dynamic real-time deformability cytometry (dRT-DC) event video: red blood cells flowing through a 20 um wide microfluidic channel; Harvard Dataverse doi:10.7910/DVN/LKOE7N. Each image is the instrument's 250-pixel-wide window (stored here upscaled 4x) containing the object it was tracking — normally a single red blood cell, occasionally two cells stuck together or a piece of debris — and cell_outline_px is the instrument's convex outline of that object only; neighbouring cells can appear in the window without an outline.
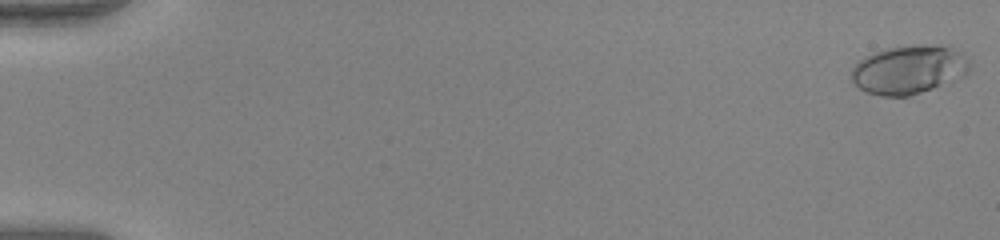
{"species": "human", "species_latin": "Homo sapiens", "temperature_condition": "warm", "stored_images_in_passage": 53, "camera_frame_rate_fps": 3000, "um_per_image_px": 0.085, "donor": {"sex": "female"}, "frame": {"image": 1, "passage_image": 1, "time_ms": 0.0, "image_size_px": [1000, 240], "cell_outline_px": [[972, 64], [968, 72], [964, 76], [952, 84], [908, 96], [880, 96], [868, 92], [860, 88], [848, 76], [852, 68], [860, 60], [884, 48], [920, 44], [948, 44], [964, 52]], "centroid_in_image_um": [77.37, 5.9], "position_along_channel_um": 7.6, "area_um2": 34.62}}
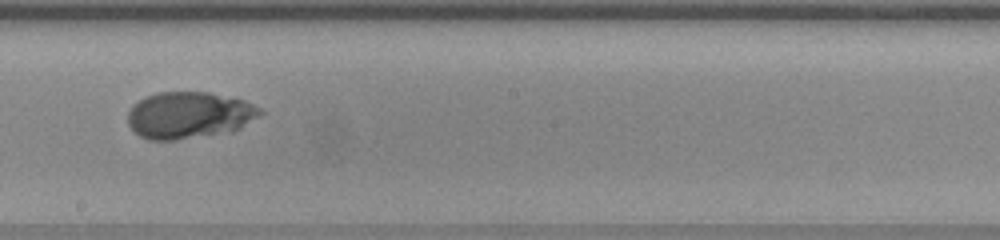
{"frame": {"image": 2, "passage_image": 32, "time_ms": 10.333, "image_size_px": [1000, 240], "cell_outline_px": [[264, 112], [260, 116], [240, 128], [232, 132], [176, 140], [148, 140], [140, 136], [128, 124], [128, 112], [132, 104], [156, 92], [208, 92], [244, 100], [260, 108]], "centroid_in_image_um": [16.08, 9.8], "position_along_channel_um": 232.1, "area_um2": 36.18}}
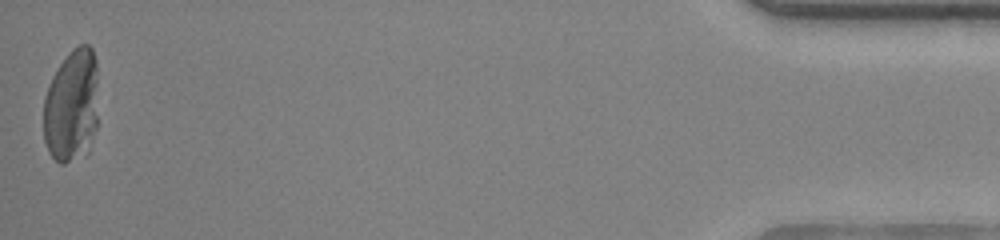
{"frame": {"image": 3, "passage_image": 53, "time_ms": 17.333, "image_size_px": [1000, 240], "cell_outline_px": [[96, 128], [88, 152], [64, 164], [60, 164], [48, 152], [44, 140], [44, 96], [52, 76], [60, 64], [72, 48], [80, 44], [88, 44], [92, 48], [96, 60]], "centroid_in_image_um": [6.07, 9.0], "position_along_channel_um": 429.1, "area_um2": 36.18}, "authors_computed_cell_mechanics": {"area_um2": 35.2002, "velocity_mm_per_s": 4.0035, "shape_relaxation_time_tau1_ms": 3.2509, "shape_relaxation_time_tau2_ms": 5.4994, "deformation_change_tau1": 0.1198, "deformation_change_tau2": 0.0558}}